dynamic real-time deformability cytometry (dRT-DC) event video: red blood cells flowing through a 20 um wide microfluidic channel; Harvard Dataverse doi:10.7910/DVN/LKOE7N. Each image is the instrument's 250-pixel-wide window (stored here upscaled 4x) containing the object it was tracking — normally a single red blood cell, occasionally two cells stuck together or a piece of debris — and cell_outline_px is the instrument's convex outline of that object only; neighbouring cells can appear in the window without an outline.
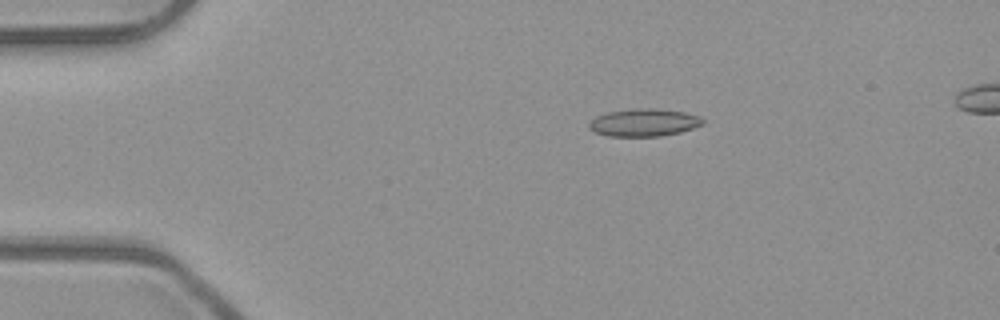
{"species": "common noctule bat (a hibernating species)", "species_latin": "Nyctalus noctula", "temperature_condition": "room temperature", "stored_images_in_passage": 7, "camera_frame_rate_fps": 3000, "um_per_image_px": 0.085, "animal": {"sex": "male", "body_mass_g": 23.1, "forearm_length_mm": 52.7}, "frame": {"image": 1, "passage_image": 3, "time_ms": 0.667, "image_size_px": [1000, 320], "cell_outline_px": [[704, 124], [680, 132], [660, 136], [608, 136], [596, 132], [588, 128], [588, 124], [596, 116], [608, 112], [636, 108], [660, 108], [684, 112], [700, 116], [704, 120]], "centroid_in_image_um": [54.75, 10.41], "position_along_channel_um": 30.2, "area_um2": 18.32}}
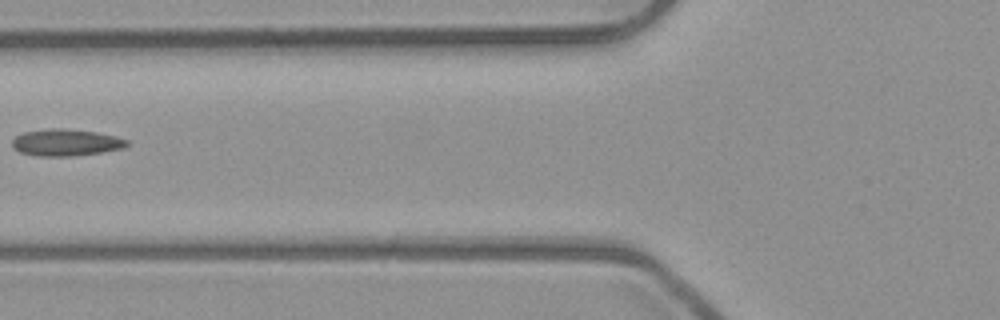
{"frame": {"image": 2, "passage_image": 6, "time_ms": 1.667, "image_size_px": [1000, 320], "cell_outline_px": [[128, 144], [120, 148], [100, 152], [72, 156], [36, 156], [20, 152], [12, 148], [12, 140], [16, 136], [24, 132], [52, 128], [60, 128], [96, 132], [116, 136], [128, 140]], "centroid_in_image_um": [5.55, 12.11], "position_along_channel_um": 120.2, "area_um2": 17.74}}
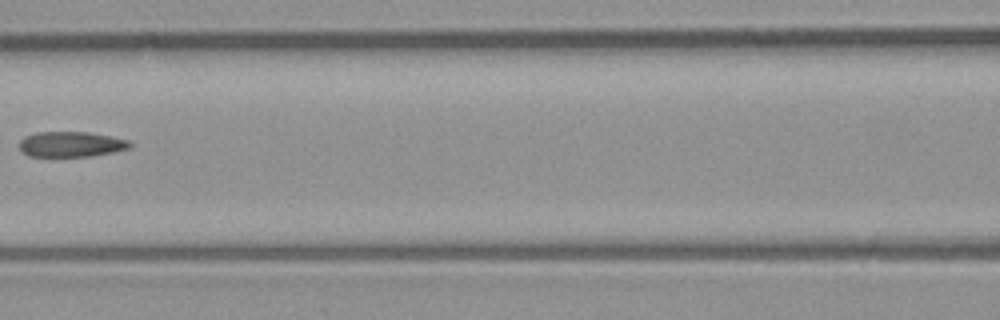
{"frame": {"image": 3, "passage_image": 7, "time_ms": 2.0, "image_size_px": [1000, 320], "cell_outline_px": [[132, 148], [92, 156], [28, 156], [20, 148], [20, 140], [24, 136], [36, 132], [88, 132], [112, 136], [128, 140], [132, 144]], "centroid_in_image_um": [6.07, 12.25], "position_along_channel_um": 160.5, "area_um2": 16.36}}